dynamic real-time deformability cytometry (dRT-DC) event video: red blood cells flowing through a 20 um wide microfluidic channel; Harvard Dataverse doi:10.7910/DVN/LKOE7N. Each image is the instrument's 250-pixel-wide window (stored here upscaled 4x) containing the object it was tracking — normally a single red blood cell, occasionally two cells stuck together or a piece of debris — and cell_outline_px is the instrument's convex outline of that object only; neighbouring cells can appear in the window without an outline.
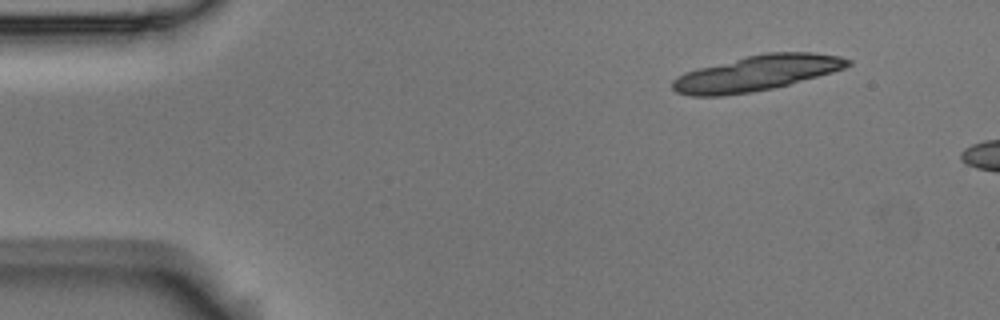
{"species": "Egyptian fruit bat (a non-hibernating species)", "species_latin": "Rousettus aegyptiacus", "temperature_condition": "room temperature", "stored_images_in_passage": 3, "segment_of_instrument_passage": [2, 2], "camera_frame_rate_fps": 3000, "um_per_image_px": 0.085, "animal": {"sex": "male"}, "frame": {"image": 1, "passage_image": 3, "time_ms": 0.667, "image_size_px": [1000, 320], "cell_outline_px": [[852, 64], [844, 68], [832, 72], [788, 84], [772, 88], [752, 92], [724, 96], [692, 96], [676, 92], [672, 88], [672, 80], [676, 76], [684, 72], [696, 68], [748, 56], [768, 52], [812, 52], [840, 56], [852, 60]], "centroid_in_image_um": [64.28, 6.22], "position_along_channel_um": 20.7, "area_um2": 36.13}}